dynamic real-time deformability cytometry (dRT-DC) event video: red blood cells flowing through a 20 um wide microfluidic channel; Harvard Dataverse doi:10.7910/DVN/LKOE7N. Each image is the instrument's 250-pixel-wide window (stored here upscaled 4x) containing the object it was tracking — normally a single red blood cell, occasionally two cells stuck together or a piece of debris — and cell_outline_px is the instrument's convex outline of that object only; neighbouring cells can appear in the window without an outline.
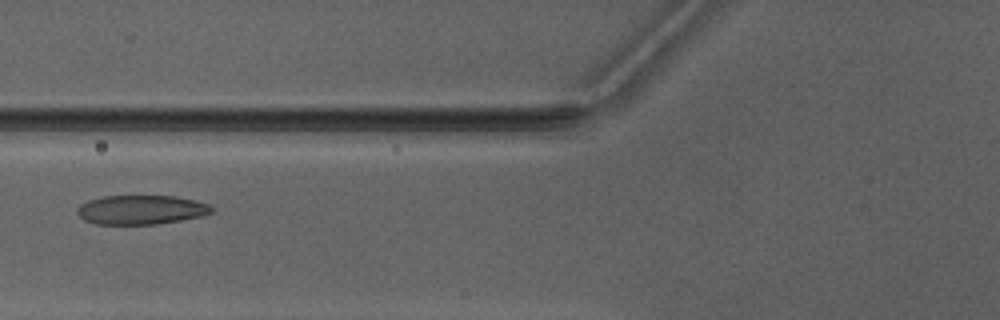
{"species": "Egyptian fruit bat (a non-hibernating species)", "species_latin": "Rousettus aegyptiacus", "temperature_condition": "warm", "stored_images_in_passage": 6, "camera_frame_rate_fps": 3000, "um_per_image_px": 0.085, "animal": {"sex": "male"}, "frame": {"image": 1, "passage_image": 5, "time_ms": 5.0, "image_size_px": [1000, 320], "cell_outline_px": [[216, 212], [200, 216], [180, 220], [156, 224], [96, 224], [84, 220], [76, 212], [76, 208], [80, 204], [88, 200], [104, 196], [176, 196], [208, 204], [216, 208]], "centroid_in_image_um": [12.0, 17.83], "position_along_channel_um": 113.8, "area_um2": 22.95}}
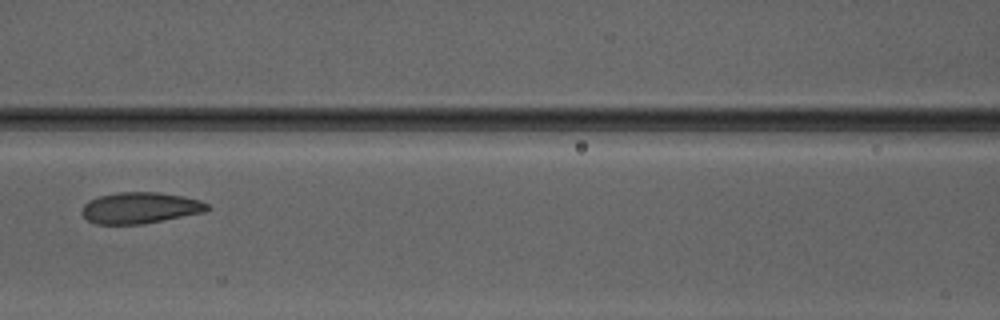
{"frame": {"image": 2, "passage_image": 6, "time_ms": 6.0, "image_size_px": [1000, 320], "cell_outline_px": [[212, 208], [204, 212], [164, 220], [140, 224], [96, 224], [88, 220], [80, 212], [84, 204], [88, 200], [100, 196], [116, 192], [160, 192], [184, 196], [200, 200], [208, 204]], "centroid_in_image_um": [11.92, 17.66], "position_along_channel_um": 154.7, "area_um2": 22.95}}